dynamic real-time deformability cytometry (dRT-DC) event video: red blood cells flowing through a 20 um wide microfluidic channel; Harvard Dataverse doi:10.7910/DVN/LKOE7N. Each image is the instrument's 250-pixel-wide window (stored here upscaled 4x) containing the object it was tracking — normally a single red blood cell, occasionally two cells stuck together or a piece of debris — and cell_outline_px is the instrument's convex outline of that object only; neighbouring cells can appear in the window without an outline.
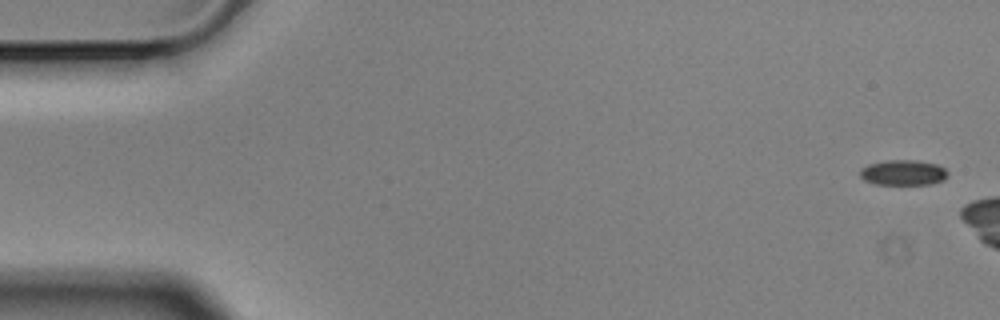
{"species": "Egyptian fruit bat (a non-hibernating species)", "species_latin": "Rousettus aegyptiacus", "temperature_condition": "cold", "stored_images_in_passage": 3, "camera_frame_rate_fps": 3000, "um_per_image_px": 0.085, "animal": {"sex": "male"}, "frame": {"image": 1, "passage_image": 1, "time_ms": 0.0, "image_size_px": [1000, 320], "cell_outline_px": [[948, 176], [944, 180], [932, 184], [876, 184], [864, 180], [860, 176], [860, 168], [868, 164], [888, 160], [916, 160], [936, 164], [944, 168], [948, 172]], "centroid_in_image_um": [76.78, 14.67], "position_along_channel_um": 8.2, "area_um2": 13.01}}